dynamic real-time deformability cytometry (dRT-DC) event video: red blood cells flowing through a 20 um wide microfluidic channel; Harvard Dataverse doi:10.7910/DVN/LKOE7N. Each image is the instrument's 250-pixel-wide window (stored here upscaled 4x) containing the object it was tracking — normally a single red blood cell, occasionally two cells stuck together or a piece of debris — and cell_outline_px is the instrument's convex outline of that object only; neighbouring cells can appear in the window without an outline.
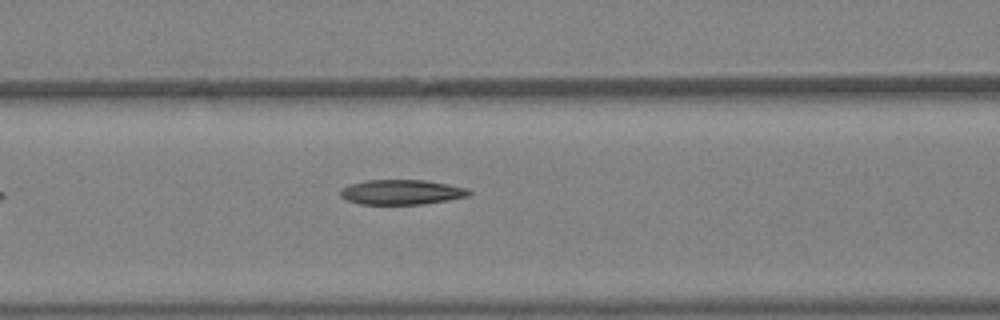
{"species": "Egyptian fruit bat (a non-hibernating species)", "species_latin": "Rousettus aegyptiacus", "temperature_condition": "warm", "stored_images_in_passage": 5, "segment_of_instrument_passage": [1, 2], "camera_frame_rate_fps": 3000, "um_per_image_px": 0.085, "animal": {"sex": "female"}, "frame": {"image": 1, "passage_image": 4, "time_ms": 1.0, "image_size_px": [1000, 320], "cell_outline_px": [[472, 192], [468, 196], [448, 200], [420, 204], [360, 204], [348, 200], [340, 196], [340, 188], [364, 180], [424, 180], [448, 184], [468, 188]], "centroid_in_image_um": [34.13, 16.32], "position_along_channel_um": 132.5, "area_um2": 18.61}}